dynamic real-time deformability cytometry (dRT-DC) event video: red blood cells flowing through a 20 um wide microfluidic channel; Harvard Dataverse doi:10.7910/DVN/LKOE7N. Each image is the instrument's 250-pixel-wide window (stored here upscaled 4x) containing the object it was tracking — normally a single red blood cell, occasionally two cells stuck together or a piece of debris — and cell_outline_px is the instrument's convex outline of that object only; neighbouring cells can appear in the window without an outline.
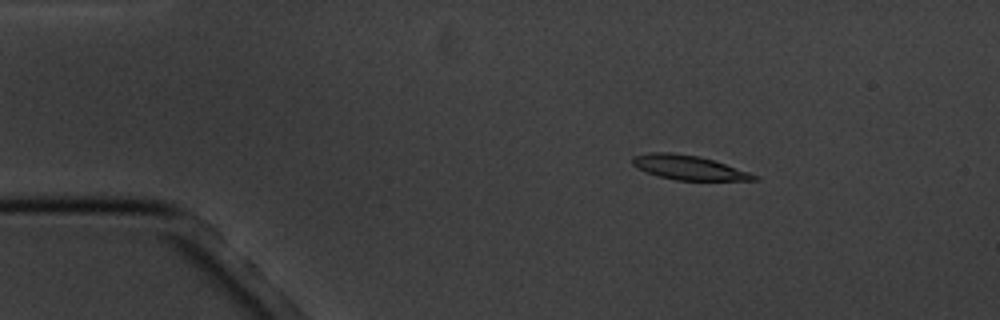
{"species": "common noctule bat (a hibernating species)", "species_latin": "Nyctalus noctula", "temperature_condition": "cold", "stored_images_in_passage": 12, "camera_frame_rate_fps": 3000, "um_per_image_px": 0.085, "animal": {"sex": "male", "body_mass_g": 20.1, "forearm_length_mm": 53.5}, "frame": {"image": 1, "passage_image": 3, "time_ms": 2.333, "image_size_px": [1000, 320], "cell_outline_px": [[760, 180], [676, 180], [656, 176], [632, 164], [632, 156], [648, 152], [672, 152], [700, 156], [760, 176]], "centroid_in_image_um": [58.52, 14.23], "position_along_channel_um": 26.5, "area_um2": 17.17}}
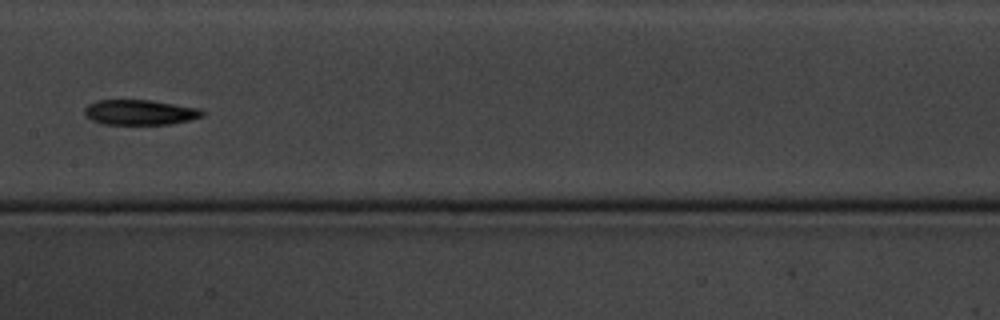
{"frame": {"image": 2, "passage_image": 8, "time_ms": 9.0, "image_size_px": [1000, 320], "cell_outline_px": [[204, 116], [188, 120], [168, 124], [104, 124], [92, 120], [84, 116], [84, 108], [88, 104], [96, 100], [152, 100], [200, 108], [204, 112]], "centroid_in_image_um": [11.87, 9.54], "position_along_channel_um": 195.5, "area_um2": 17.34}}
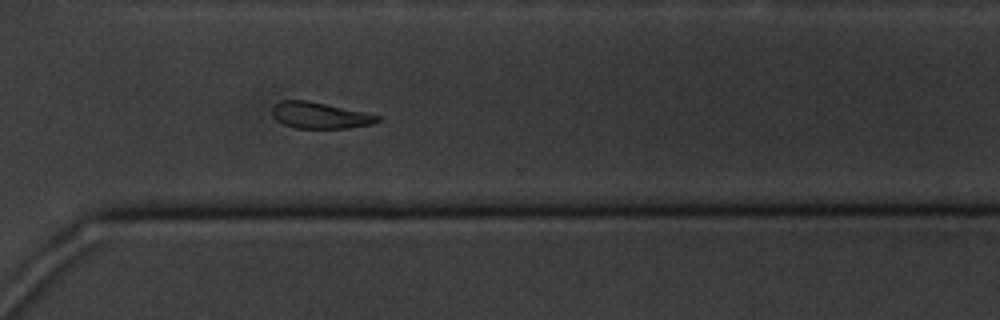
{"frame": {"image": 3, "passage_image": 12, "time_ms": 13.333, "image_size_px": [1000, 320], "cell_outline_px": [[380, 120], [372, 124], [348, 128], [296, 128], [284, 124], [276, 120], [272, 116], [272, 108], [280, 100], [308, 100], [364, 112], [380, 116]], "centroid_in_image_um": [27.16, 9.8], "position_along_channel_um": 343.4, "area_um2": 16.07}}